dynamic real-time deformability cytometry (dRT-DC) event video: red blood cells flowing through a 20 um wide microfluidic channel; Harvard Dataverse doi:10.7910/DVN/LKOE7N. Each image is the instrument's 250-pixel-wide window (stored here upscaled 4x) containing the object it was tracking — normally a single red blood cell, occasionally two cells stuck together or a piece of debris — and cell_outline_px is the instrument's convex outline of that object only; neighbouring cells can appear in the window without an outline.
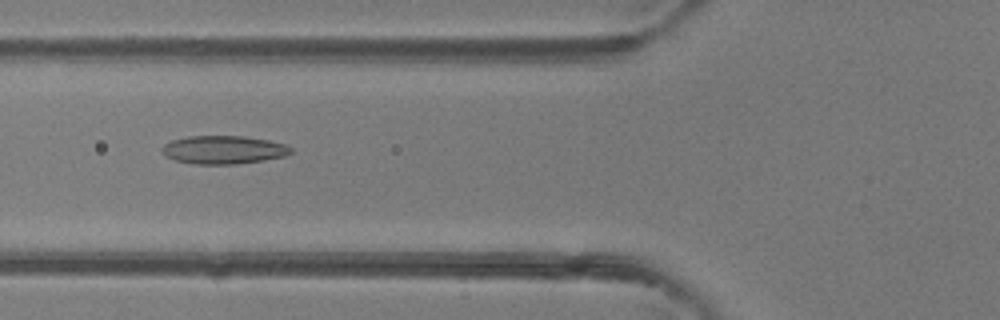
{"species": "common noctule bat (a hibernating species)", "species_latin": "Nyctalus noctula", "temperature_condition": "room temperature", "stored_images_in_passage": 47, "camera_frame_rate_fps": 3000, "um_per_image_px": 0.085, "animal": {"sex": "female"}, "frame": {"image": 1, "passage_image": 18, "time_ms": 5.667, "image_size_px": [1000, 320], "cell_outline_px": [[292, 152], [284, 156], [264, 160], [236, 164], [196, 164], [176, 160], [168, 156], [160, 148], [164, 144], [172, 140], [188, 136], [244, 136], [268, 140], [284, 144], [292, 148]], "centroid_in_image_um": [19.01, 12.73], "position_along_channel_um": 106.8, "area_um2": 21.04}}
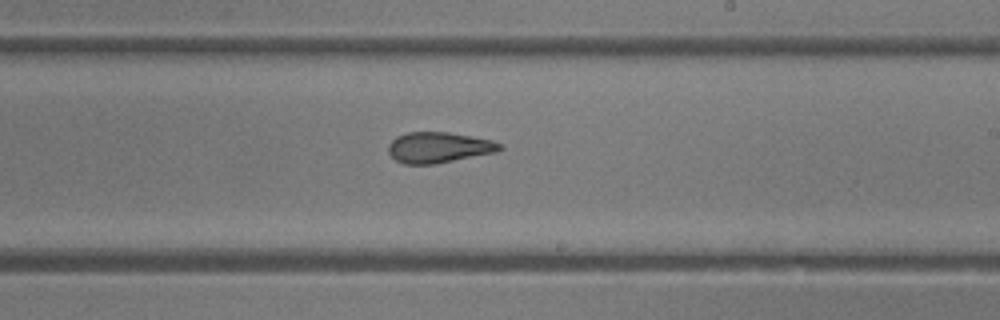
{"frame": {"image": 2, "passage_image": 28, "time_ms": 9.0, "image_size_px": [1000, 320], "cell_outline_px": [[500, 148], [496, 152], [436, 164], [404, 164], [396, 160], [388, 152], [388, 144], [396, 136], [408, 132], [448, 132], [492, 140], [500, 144]], "centroid_in_image_um": [37.24, 12.53], "position_along_channel_um": 251.8, "area_um2": 19.83}}
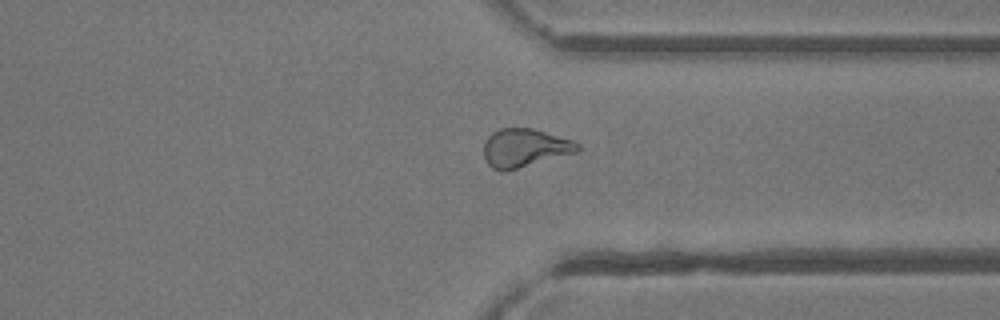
{"frame": {"image": 3, "passage_image": 36, "time_ms": 11.667, "image_size_px": [1000, 320], "cell_outline_px": [[580, 152], [504, 172], [500, 172], [492, 168], [484, 160], [484, 140], [492, 132], [500, 128], [532, 128], [572, 140], [580, 144]], "centroid_in_image_um": [44.6, 12.59], "position_along_channel_um": 366.8, "area_um2": 21.33}, "authors_computed_cell_mechanics": {"area_um2": 21.3282, "velocity_mm_per_s": 4.3308, "shape_relaxation_time_tau1_ms": 6.6866, "shape_relaxation_time_tau2_ms": 2.1984, "deformation_change_tau1": 0.1681, "deformation_change_tau2": 0.1101}}